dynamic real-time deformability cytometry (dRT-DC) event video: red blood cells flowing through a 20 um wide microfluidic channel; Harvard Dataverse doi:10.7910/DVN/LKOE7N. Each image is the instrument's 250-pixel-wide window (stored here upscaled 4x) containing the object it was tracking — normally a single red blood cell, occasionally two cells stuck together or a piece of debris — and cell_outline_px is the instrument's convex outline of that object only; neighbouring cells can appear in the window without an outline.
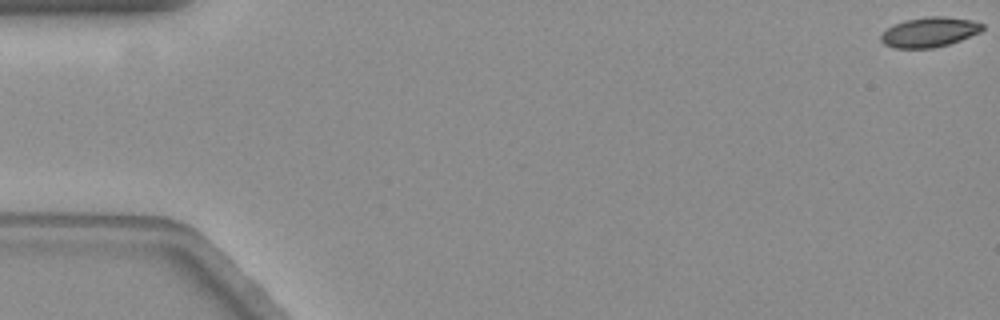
{"species": "common noctule bat (a hibernating species)", "species_latin": "Nyctalus noctula", "temperature_condition": "warm", "stored_images_in_passage": 10, "camera_frame_rate_fps": 3000, "um_per_image_px": 0.085, "animal": {"sex": "female", "body_mass_g": 19.3, "forearm_length_mm": 54.1}, "frame": {"image": 1, "passage_image": 1, "time_ms": 0.0, "image_size_px": [1000, 320], "cell_outline_px": [[984, 28], [980, 32], [960, 40], [948, 44], [932, 48], [892, 48], [884, 44], [880, 40], [880, 36], [888, 28], [904, 20], [928, 16], [944, 16], [972, 20], [984, 24]], "centroid_in_image_um": [79.0, 2.73], "position_along_channel_um": 6.0, "area_um2": 17.63}}